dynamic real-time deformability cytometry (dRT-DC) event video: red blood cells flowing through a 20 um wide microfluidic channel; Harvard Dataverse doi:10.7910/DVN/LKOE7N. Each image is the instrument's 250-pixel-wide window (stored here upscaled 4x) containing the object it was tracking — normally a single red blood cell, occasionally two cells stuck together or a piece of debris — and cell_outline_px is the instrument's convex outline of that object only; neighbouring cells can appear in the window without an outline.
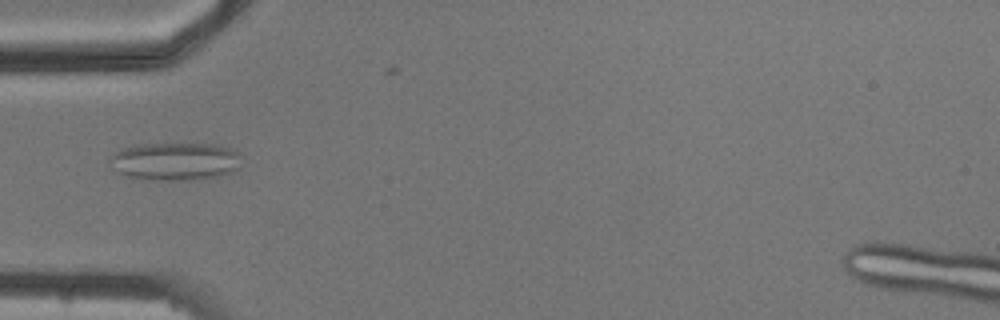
{"species": "common noctule bat (a hibernating species)", "species_latin": "Nyctalus noctula", "temperature_condition": "cold", "stored_images_in_passage": 3, "camera_frame_rate_fps": 3000, "um_per_image_px": 0.085, "animal": {"sex": "male", "body_mass_g": 20.5, "forearm_length_mm": 52.5}, "frame": {"image": 1, "passage_image": 3, "time_ms": 2.333, "image_size_px": [1000, 320], "cell_outline_px": [[240, 156], [236, 168], [232, 172], [216, 176], [188, 180], [152, 180], [128, 176], [112, 168], [112, 156], [116, 152], [132, 144], [220, 144], [232, 148]], "centroid_in_image_um": [14.89, 13.7], "position_along_channel_um": 70.1, "area_um2": 28.73}}